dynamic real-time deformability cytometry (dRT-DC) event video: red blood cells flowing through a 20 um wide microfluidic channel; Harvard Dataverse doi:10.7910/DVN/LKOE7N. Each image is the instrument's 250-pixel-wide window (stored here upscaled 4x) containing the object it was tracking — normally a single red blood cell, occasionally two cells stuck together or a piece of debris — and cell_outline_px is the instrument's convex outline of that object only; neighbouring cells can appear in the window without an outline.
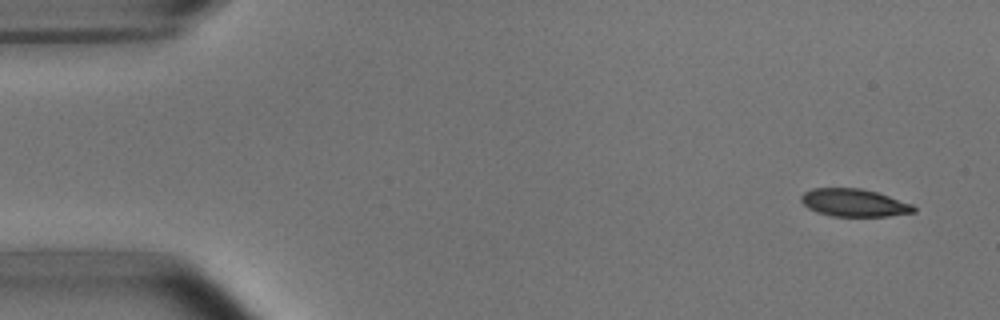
{"species": "common noctule bat (a hibernating species)", "species_latin": "Nyctalus noctula", "temperature_condition": "room temperature", "stored_images_in_passage": 5, "camera_frame_rate_fps": 3000, "um_per_image_px": 0.085, "animal": {"sex": "male", "body_mass_g": 15.6}, "frame": {"image": 1, "passage_image": 1, "time_ms": 0.0, "image_size_px": [1000, 320], "cell_outline_px": [[916, 212], [888, 216], [832, 216], [816, 212], [808, 208], [800, 200], [800, 196], [804, 192], [812, 188], [860, 188], [876, 192], [912, 204], [916, 208]], "centroid_in_image_um": [72.57, 17.23], "position_along_channel_um": 12.4, "area_um2": 18.15}}
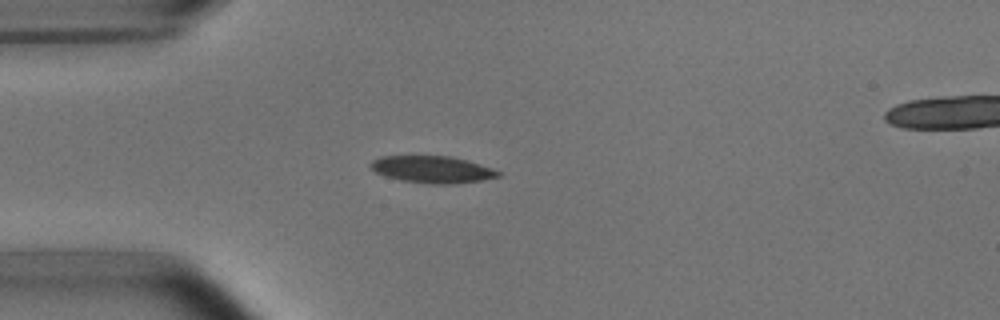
{"frame": {"image": 2, "passage_image": 4, "time_ms": 3.667, "image_size_px": [1000, 320], "cell_outline_px": [[500, 176], [480, 180], [452, 184], [432, 184], [400, 180], [376, 172], [368, 164], [372, 160], [380, 156], [452, 156], [468, 160], [492, 168], [500, 172]], "centroid_in_image_um": [36.74, 14.39], "position_along_channel_um": 48.3, "area_um2": 19.94}}